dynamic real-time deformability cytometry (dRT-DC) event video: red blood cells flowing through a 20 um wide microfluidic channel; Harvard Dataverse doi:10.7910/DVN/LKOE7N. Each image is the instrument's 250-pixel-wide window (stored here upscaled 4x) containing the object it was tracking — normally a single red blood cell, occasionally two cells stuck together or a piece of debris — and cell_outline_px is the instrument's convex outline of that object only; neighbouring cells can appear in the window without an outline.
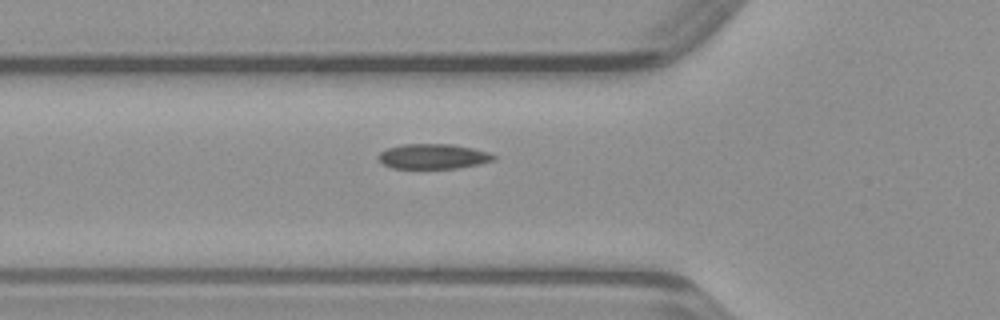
{"species": "common noctule bat (a hibernating species)", "species_latin": "Nyctalus noctula", "temperature_condition": "warm", "stored_images_in_passage": 28, "camera_frame_rate_fps": 3000, "um_per_image_px": 0.085, "animal": {"sex": "male", "body_mass_g": 23.1, "forearm_length_mm": 52.7}, "frame": {"image": 1, "passage_image": 2, "time_ms": 0.333, "image_size_px": [1000, 320], "cell_outline_px": [[496, 160], [480, 164], [456, 168], [392, 168], [384, 164], [376, 156], [380, 152], [388, 148], [404, 144], [448, 144], [472, 148], [488, 152], [496, 156]], "centroid_in_image_um": [36.83, 13.29], "position_along_channel_um": 89.0, "area_um2": 16.7}}
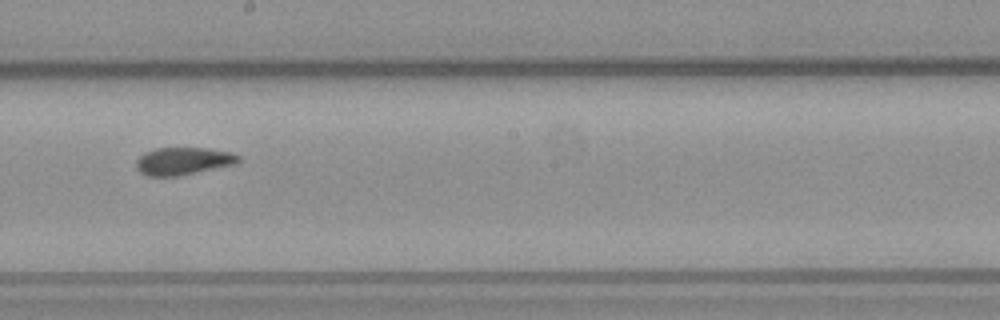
{"frame": {"image": 2, "passage_image": 12, "time_ms": 3.667, "image_size_px": [1000, 320], "cell_outline_px": [[240, 160], [236, 164], [180, 176], [148, 176], [140, 172], [136, 168], [136, 160], [144, 152], [156, 148], [208, 148], [232, 152], [240, 156]], "centroid_in_image_um": [15.58, 13.69], "position_along_channel_um": 232.6, "area_um2": 16.59}}
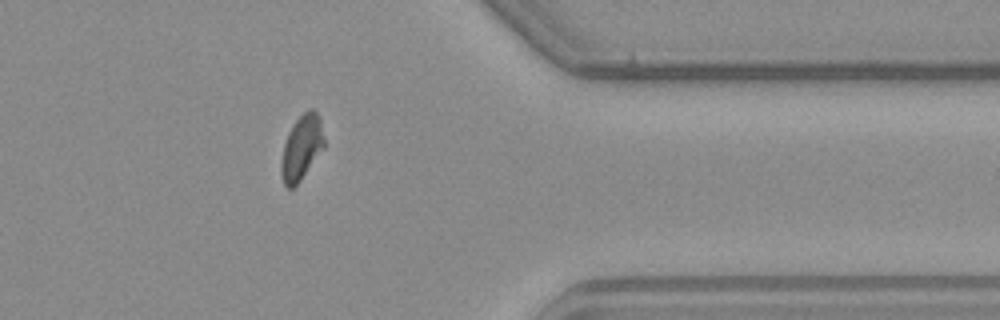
{"frame": {"image": 3, "passage_image": 24, "time_ms": 7.667, "image_size_px": [1000, 320], "cell_outline_px": [[324, 148], [300, 180], [292, 188], [288, 188], [284, 184], [280, 172], [280, 164], [284, 144], [288, 132], [296, 120], [308, 108], [312, 108], [316, 112], [320, 120], [324, 140]], "centroid_in_image_um": [25.62, 12.54], "position_along_channel_um": 385.8, "area_um2": 16.01}}